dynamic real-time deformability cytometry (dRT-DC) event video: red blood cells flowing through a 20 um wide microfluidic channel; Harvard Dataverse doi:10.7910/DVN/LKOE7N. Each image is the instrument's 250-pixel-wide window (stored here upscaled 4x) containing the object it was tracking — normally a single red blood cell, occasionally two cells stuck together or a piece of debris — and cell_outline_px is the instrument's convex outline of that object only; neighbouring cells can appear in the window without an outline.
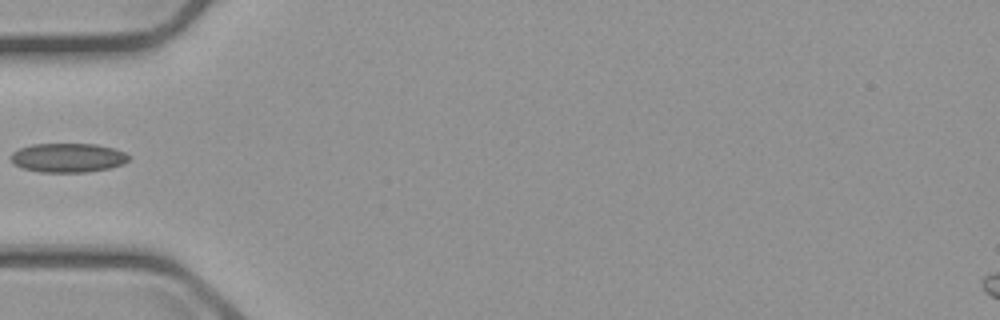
{"species": "common noctule bat (a hibernating species)", "species_latin": "Nyctalus noctula", "temperature_condition": "cold", "stored_images_in_passage": 2, "camera_frame_rate_fps": 3000, "um_per_image_px": 0.085, "animal": {"sex": "male", "body_mass_g": 23.1, "forearm_length_mm": 52.7}, "frame": {"image": 1, "passage_image": 2, "time_ms": 1.333, "image_size_px": [1000, 320], "cell_outline_px": [[132, 156], [124, 164], [112, 168], [88, 172], [40, 172], [24, 168], [12, 164], [12, 152], [20, 148], [32, 144], [96, 144], [112, 148], [124, 152]], "centroid_in_image_um": [5.81, 13.41], "position_along_channel_um": 79.2, "area_um2": 20.11}}